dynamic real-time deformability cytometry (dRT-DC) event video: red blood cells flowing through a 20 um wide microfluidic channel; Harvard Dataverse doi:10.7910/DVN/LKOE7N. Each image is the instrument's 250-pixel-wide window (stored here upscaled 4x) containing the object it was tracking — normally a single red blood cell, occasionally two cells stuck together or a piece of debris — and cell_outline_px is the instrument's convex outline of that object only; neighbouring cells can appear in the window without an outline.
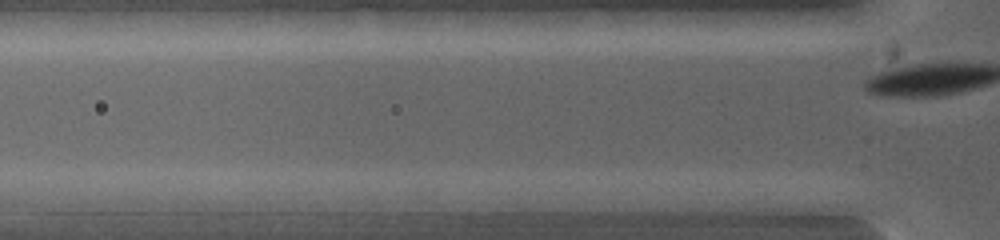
{"species": "common noctule bat (a hibernating species)", "species_latin": "Nyctalus noctula", "temperature_condition": "warm", "stored_images_in_passage": 4, "camera_frame_rate_fps": 5000, "um_per_image_px": 0.085, "animal": {"sex": "female", "body_mass_g": 19.0, "forearm_length_mm": 53.3}, "frame": {"image": 1, "passage_image": 4, "time_ms": 0.6, "image_size_px": [1000, 240], "cell_outline_px": [[584, 200], [576, 212], [496, 212], [496, 200], [560, 192], [576, 192]], "centroid_in_image_um": [46.05, 17.28], "position_along_channel_um": 79.8, "area_um2": 10.29}}